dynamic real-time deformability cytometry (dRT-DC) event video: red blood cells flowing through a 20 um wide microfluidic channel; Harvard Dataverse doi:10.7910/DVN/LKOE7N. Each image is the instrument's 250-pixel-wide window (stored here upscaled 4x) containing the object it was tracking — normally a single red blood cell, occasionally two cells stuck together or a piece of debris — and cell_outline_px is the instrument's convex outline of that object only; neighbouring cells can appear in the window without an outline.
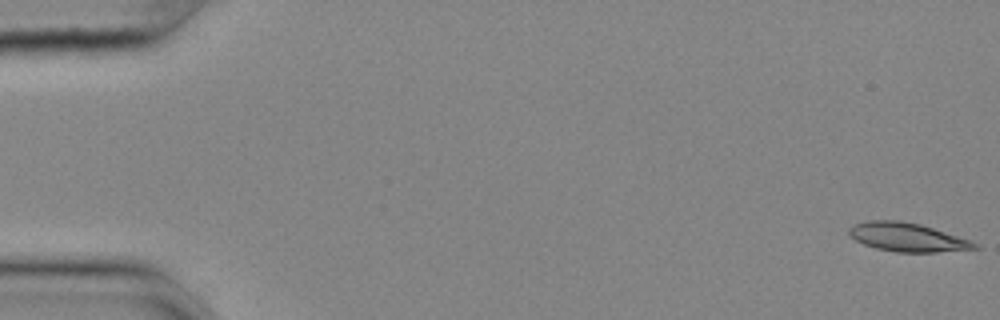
{"species": "common noctule bat (a hibernating species)", "species_latin": "Nyctalus noctula", "temperature_condition": "cold", "stored_images_in_passage": 56, "camera_frame_rate_fps": 3000, "um_per_image_px": 0.085, "animal": {"sex": "female", "body_mass_g": 25.1}, "frame": {"image": 1, "passage_image": 1, "time_ms": 0.0, "image_size_px": [1000, 320], "cell_outline_px": [[980, 248], [936, 252], [896, 252], [876, 248], [864, 244], [856, 240], [848, 232], [848, 228], [856, 224], [868, 220], [900, 220], [920, 224], [968, 240], [976, 244]], "centroid_in_image_um": [77.07, 20.16], "position_along_channel_um": 7.9, "area_um2": 20.58}}
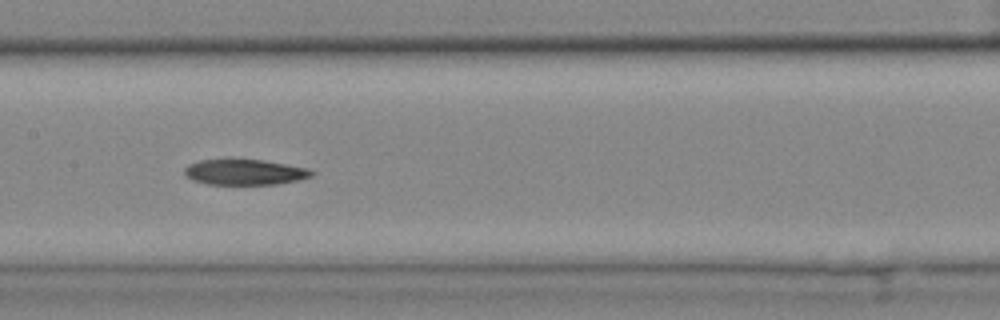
{"frame": {"image": 2, "passage_image": 28, "time_ms": 9.0, "image_size_px": [1000, 320], "cell_outline_px": [[312, 176], [296, 180], [276, 184], [204, 184], [192, 180], [184, 172], [184, 168], [188, 164], [200, 160], [228, 156], [236, 156], [264, 160], [308, 168], [312, 172]], "centroid_in_image_um": [20.71, 14.57], "position_along_channel_um": 186.7, "area_um2": 19.71}}
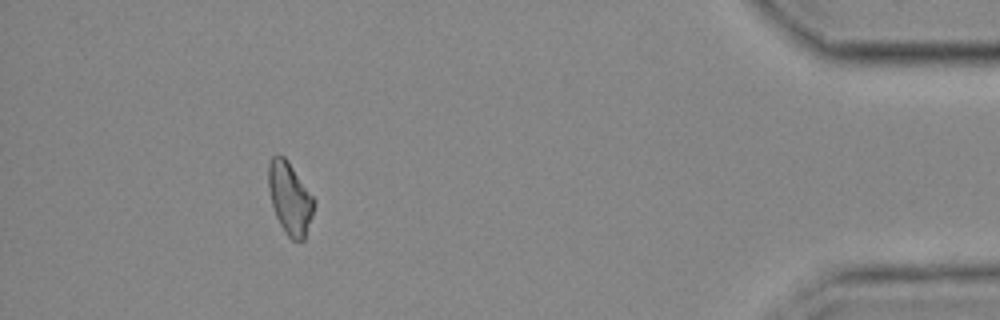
{"frame": {"image": 3, "passage_image": 51, "time_ms": 16.667, "image_size_px": [1000, 320], "cell_outline_px": [[316, 204], [304, 240], [292, 240], [288, 236], [280, 224], [276, 216], [272, 204], [268, 188], [268, 164], [272, 156], [284, 156], [288, 160], [316, 200]], "centroid_in_image_um": [24.65, 16.84], "position_along_channel_um": 410.6, "area_um2": 19.19}}